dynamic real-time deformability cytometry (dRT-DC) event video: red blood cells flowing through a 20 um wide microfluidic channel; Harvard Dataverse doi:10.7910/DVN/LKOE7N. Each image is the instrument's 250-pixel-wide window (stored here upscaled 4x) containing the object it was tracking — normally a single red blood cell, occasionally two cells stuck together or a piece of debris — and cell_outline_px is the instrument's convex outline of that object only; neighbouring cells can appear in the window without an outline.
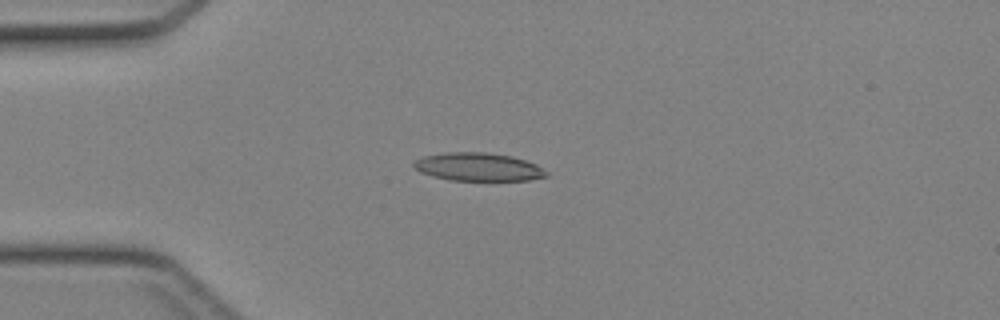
{"species": "Egyptian fruit bat (a non-hibernating species)", "species_latin": "Rousettus aegyptiacus", "temperature_condition": "cold", "stored_images_in_passage": 32, "camera_frame_rate_fps": 3000, "um_per_image_px": 0.085, "animal": {"sex": "female"}, "frame": {"image": 1, "passage_image": 3, "time_ms": 0.667, "image_size_px": [1000, 320], "cell_outline_px": [[548, 176], [528, 180], [448, 180], [432, 176], [420, 172], [412, 164], [416, 160], [424, 156], [444, 152], [484, 152], [512, 156], [536, 164], [548, 172]], "centroid_in_image_um": [40.64, 14.18], "position_along_channel_um": 44.4, "area_um2": 21.68}}
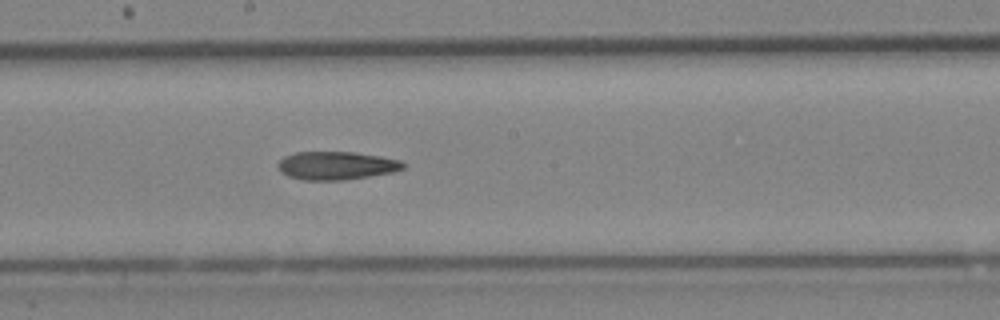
{"frame": {"image": 2, "passage_image": 16, "time_ms": 5.0, "image_size_px": [1000, 320], "cell_outline_px": [[404, 168], [392, 172], [344, 180], [304, 180], [288, 176], [280, 172], [276, 164], [284, 156], [296, 152], [356, 152], [380, 156], [400, 160], [404, 164]], "centroid_in_image_um": [28.55, 14.07], "position_along_channel_um": 219.7, "area_um2": 20.58}}
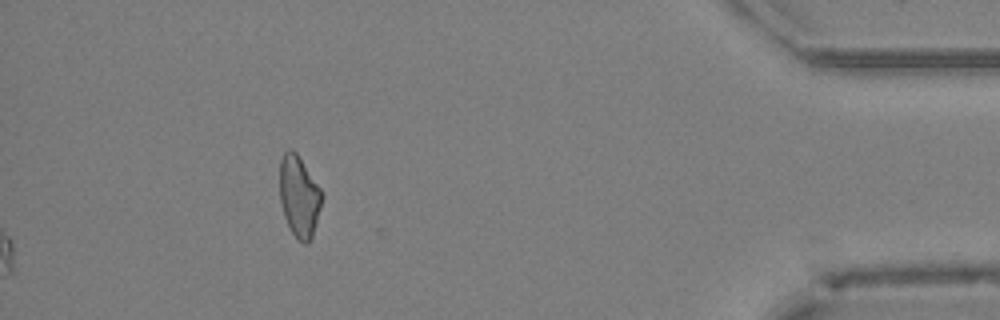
{"frame": {"image": 3, "passage_image": 32, "time_ms": 10.333, "image_size_px": [1000, 320], "cell_outline_px": [[324, 196], [312, 236], [308, 244], [304, 244], [288, 228], [284, 216], [280, 200], [280, 160], [284, 152], [288, 148], [292, 148], [296, 152], [320, 188]], "centroid_in_image_um": [25.42, 16.68], "position_along_channel_um": 409.8, "area_um2": 19.94}}